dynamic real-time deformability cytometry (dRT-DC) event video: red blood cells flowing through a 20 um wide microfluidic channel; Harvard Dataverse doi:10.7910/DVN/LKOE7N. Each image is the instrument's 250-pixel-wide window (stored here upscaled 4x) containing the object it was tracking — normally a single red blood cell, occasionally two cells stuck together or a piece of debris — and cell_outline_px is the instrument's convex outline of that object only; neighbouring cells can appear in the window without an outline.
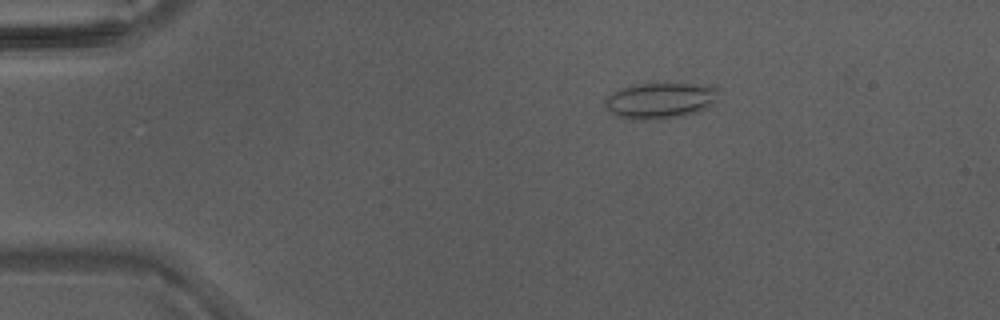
{"species": "Egyptian fruit bat (a non-hibernating species)", "species_latin": "Rousettus aegyptiacus", "temperature_condition": "warm", "stored_images_in_passage": 40, "camera_frame_rate_fps": 3000, "um_per_image_px": 0.085, "animal": {"sex": "male"}, "frame": {"image": 1, "passage_image": 3, "time_ms": 0.667, "image_size_px": [1000, 320], "cell_outline_px": [[720, 88], [716, 100], [708, 108], [700, 112], [684, 116], [660, 120], [636, 120], [616, 116], [604, 104], [604, 100], [612, 92], [620, 88], [632, 84], [664, 80]], "centroid_in_image_um": [56.13, 8.51], "position_along_channel_um": 28.9, "area_um2": 24.97}}
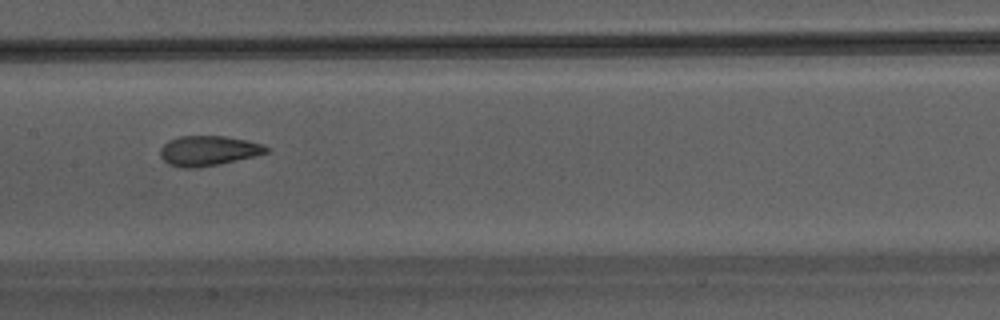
{"frame": {"image": 2, "passage_image": 18, "time_ms": 5.667, "image_size_px": [1000, 320], "cell_outline_px": [[268, 152], [256, 156], [220, 164], [192, 168], [184, 168], [168, 164], [160, 156], [160, 148], [168, 140], [180, 136], [224, 136], [244, 140], [260, 144], [268, 148]], "centroid_in_image_um": [17.67, 12.82], "position_along_channel_um": 189.7, "area_um2": 18.38}}
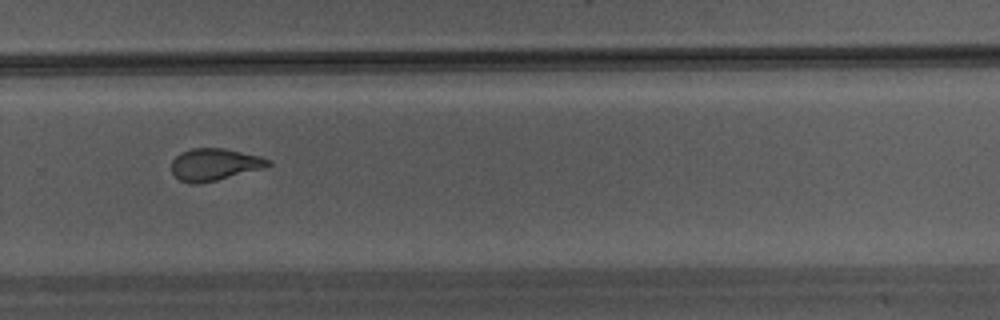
{"frame": {"image": 3, "passage_image": 26, "time_ms": 8.333, "image_size_px": [1000, 320], "cell_outline_px": [[272, 164], [264, 168], [200, 184], [192, 184], [180, 180], [172, 172], [172, 160], [180, 152], [192, 148], [224, 148], [260, 156], [268, 160]], "centroid_in_image_um": [18.21, 13.98], "position_along_channel_um": 311.6, "area_um2": 17.98}}